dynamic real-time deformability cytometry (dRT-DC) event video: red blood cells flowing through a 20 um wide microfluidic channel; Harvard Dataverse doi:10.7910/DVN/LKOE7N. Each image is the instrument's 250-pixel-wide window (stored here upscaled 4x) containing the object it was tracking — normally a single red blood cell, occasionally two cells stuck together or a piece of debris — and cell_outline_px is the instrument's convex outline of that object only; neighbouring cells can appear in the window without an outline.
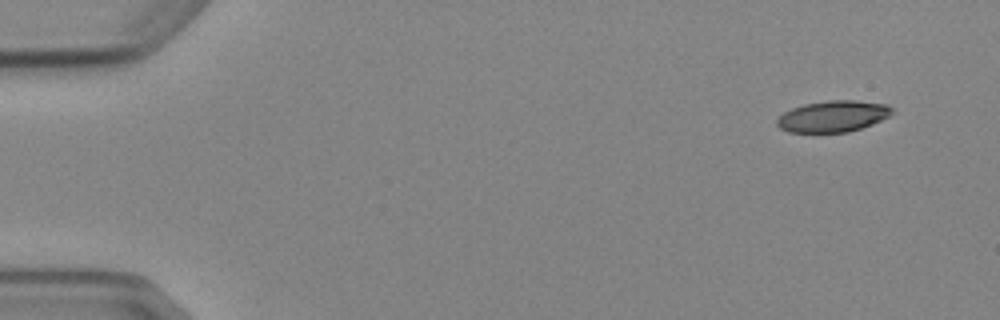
{"species": "Egyptian fruit bat (a non-hibernating species)", "species_latin": "Rousettus aegyptiacus", "temperature_condition": "cold", "stored_images_in_passage": 6, "camera_frame_rate_fps": 3000, "um_per_image_px": 0.085, "animal": {"sex": "female"}, "frame": {"image": 1, "passage_image": 1, "time_ms": 0.0, "image_size_px": [1000, 320], "cell_outline_px": [[896, 112], [872, 124], [848, 132], [788, 132], [780, 128], [776, 124], [776, 120], [784, 112], [792, 108], [804, 104], [828, 100], [852, 100], [888, 104]], "centroid_in_image_um": [70.81, 9.88], "position_along_channel_um": 14.2, "area_um2": 20.98}}
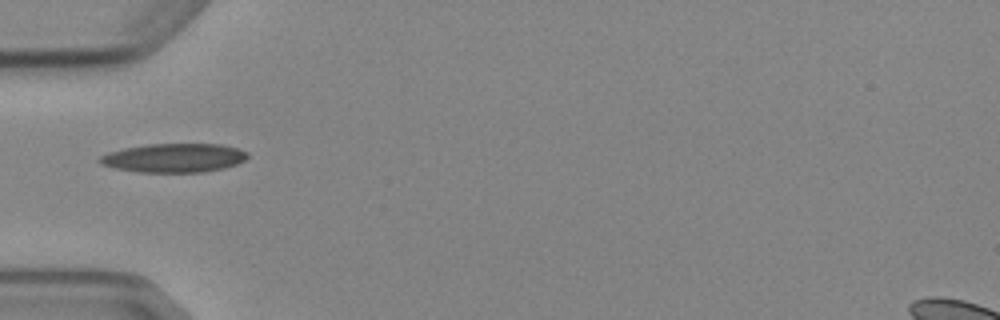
{"frame": {"image": 2, "passage_image": 5, "time_ms": 4.667, "image_size_px": [1000, 320], "cell_outline_px": [[248, 156], [244, 160], [236, 164], [224, 168], [204, 172], [136, 172], [116, 168], [100, 164], [96, 160], [100, 156], [108, 152], [124, 148], [148, 144], [220, 144], [236, 148], [248, 152]], "centroid_in_image_um": [14.76, 13.42], "position_along_channel_um": 70.2, "area_um2": 24.91}}
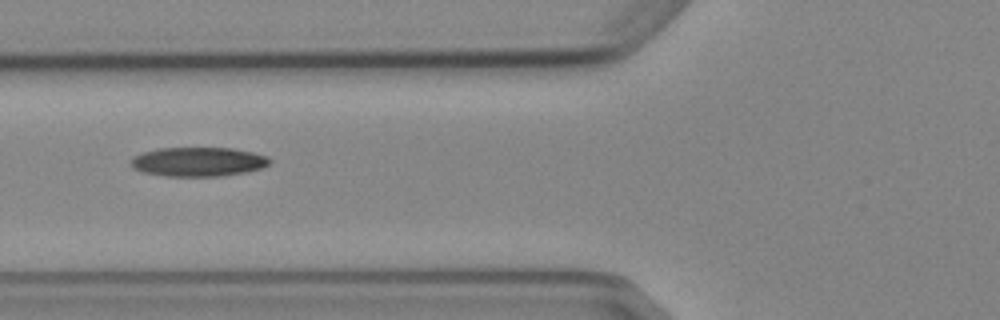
{"frame": {"image": 3, "passage_image": 6, "time_ms": 5.667, "image_size_px": [1000, 320], "cell_outline_px": [[272, 160], [268, 164], [260, 168], [248, 172], [220, 176], [164, 176], [140, 172], [132, 168], [128, 160], [132, 156], [140, 152], [160, 148], [232, 148], [252, 152], [268, 156]], "centroid_in_image_um": [16.78, 13.75], "position_along_channel_um": 109.0, "area_um2": 23.99}}